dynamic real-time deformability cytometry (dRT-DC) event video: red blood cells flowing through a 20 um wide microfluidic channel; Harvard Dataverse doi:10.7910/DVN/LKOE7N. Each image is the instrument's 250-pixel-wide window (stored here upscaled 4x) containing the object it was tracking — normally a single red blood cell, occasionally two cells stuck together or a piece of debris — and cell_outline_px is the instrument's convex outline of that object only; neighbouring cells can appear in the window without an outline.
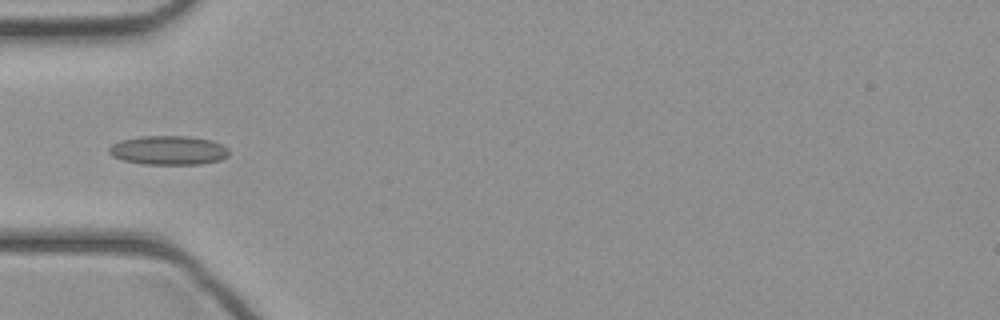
{"species": "common noctule bat (a hibernating species)", "species_latin": "Nyctalus noctula", "temperature_condition": "cold", "stored_images_in_passage": 6, "camera_frame_rate_fps": 3000, "um_per_image_px": 0.085, "animal": {"sex": "female", "body_mass_g": 21.9}, "frame": {"image": 1, "passage_image": 3, "time_ms": 0.667, "image_size_px": [1000, 320], "cell_outline_px": [[228, 156], [220, 160], [200, 164], [144, 164], [124, 160], [112, 156], [108, 152], [108, 148], [112, 144], [120, 140], [140, 136], [188, 136], [212, 140], [228, 148]], "centroid_in_image_um": [14.31, 12.77], "position_along_channel_um": 70.7, "area_um2": 20.35}}
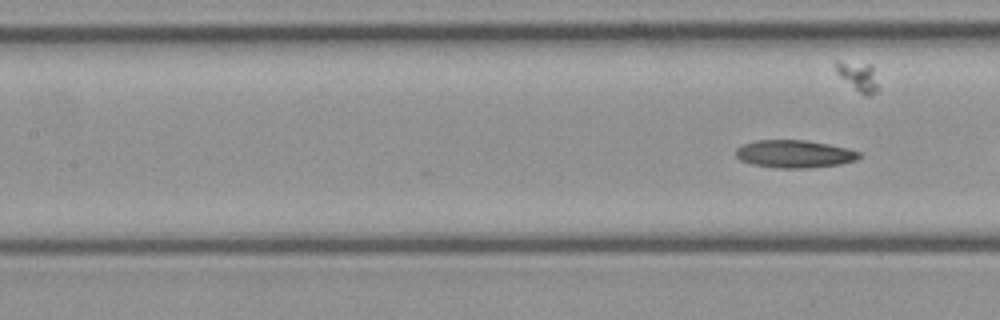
{"frame": {"image": 2, "passage_image": 6, "time_ms": 1.667, "image_size_px": [1000, 320], "cell_outline_px": [[860, 156], [856, 160], [840, 164], [808, 168], [776, 168], [752, 164], [740, 160], [736, 156], [736, 148], [744, 144], [756, 140], [808, 140], [848, 148], [860, 152]], "centroid_in_image_um": [67.52, 13.08], "position_along_channel_um": 139.9, "area_um2": 19.94}}